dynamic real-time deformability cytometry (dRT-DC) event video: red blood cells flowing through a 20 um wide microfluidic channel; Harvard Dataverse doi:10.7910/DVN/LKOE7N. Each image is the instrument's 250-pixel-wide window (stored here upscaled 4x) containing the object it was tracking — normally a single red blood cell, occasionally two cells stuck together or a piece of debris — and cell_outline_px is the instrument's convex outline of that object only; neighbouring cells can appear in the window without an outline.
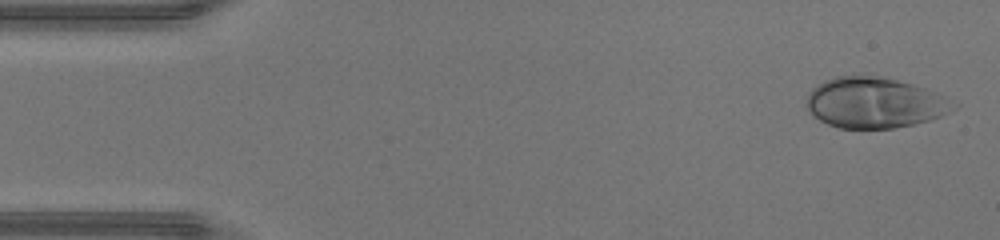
{"species": "human", "species_latin": "Homo sapiens", "temperature_condition": "warm", "stored_images_in_passage": 45, "camera_frame_rate_fps": 3000, "um_per_image_px": 0.085, "donor": {"sex": "male"}, "frame": {"image": 1, "passage_image": 1, "time_ms": 0.0, "image_size_px": [1000, 240], "cell_outline_px": [[960, 104], [956, 108], [940, 116], [928, 120], [912, 124], [892, 128], [840, 128], [828, 124], [812, 116], [808, 108], [808, 92], [816, 84], [824, 80], [836, 76], [876, 76], [896, 80], [912, 84], [924, 88]], "centroid_in_image_um": [74.32, 8.73], "position_along_channel_um": 10.7, "area_um2": 42.95}}
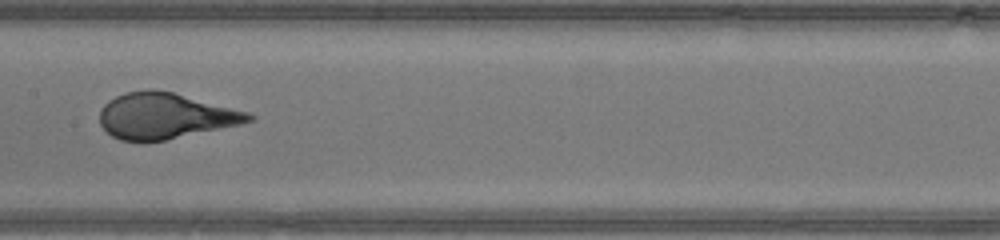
{"frame": {"image": 2, "passage_image": 22, "time_ms": 7.0, "image_size_px": [1000, 240], "cell_outline_px": [[256, 120], [240, 124], [164, 140], [120, 140], [112, 136], [100, 124], [100, 112], [104, 104], [108, 100], [124, 92], [172, 92], [248, 112], [256, 116]], "centroid_in_image_um": [14.05, 9.87], "position_along_channel_um": 193.3, "area_um2": 38.67}}
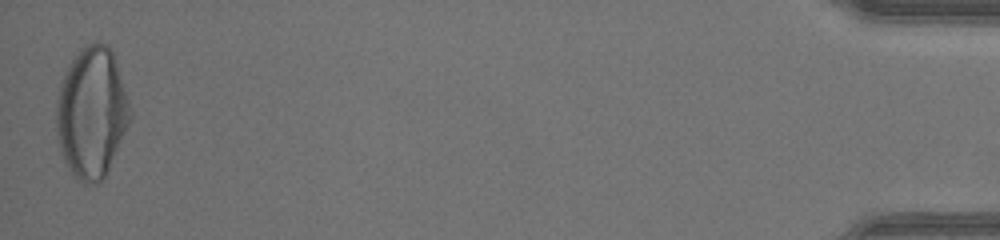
{"frame": {"image": 3, "passage_image": 45, "time_ms": 14.667, "image_size_px": [1000, 240], "cell_outline_px": [[132, 120], [108, 172], [104, 180], [96, 184], [84, 184], [72, 172], [64, 160], [60, 148], [56, 132], [56, 100], [60, 84], [68, 64], [80, 48], [88, 44], [108, 44], [112, 48], [116, 60], [132, 112]], "centroid_in_image_um": [7.82, 9.59], "position_along_channel_um": 427.4, "area_um2": 56.76}, "authors_computed_cell_mechanics": {"area_um2": 41.327, "velocity_mm_per_s": 4.396, "shape_relaxation_time_tau1_ms": 5.1054, "shape_relaxation_time_tau2_ms": null, "deformation_change_tau1": 0.2795, "deformation_change_tau2": null}}